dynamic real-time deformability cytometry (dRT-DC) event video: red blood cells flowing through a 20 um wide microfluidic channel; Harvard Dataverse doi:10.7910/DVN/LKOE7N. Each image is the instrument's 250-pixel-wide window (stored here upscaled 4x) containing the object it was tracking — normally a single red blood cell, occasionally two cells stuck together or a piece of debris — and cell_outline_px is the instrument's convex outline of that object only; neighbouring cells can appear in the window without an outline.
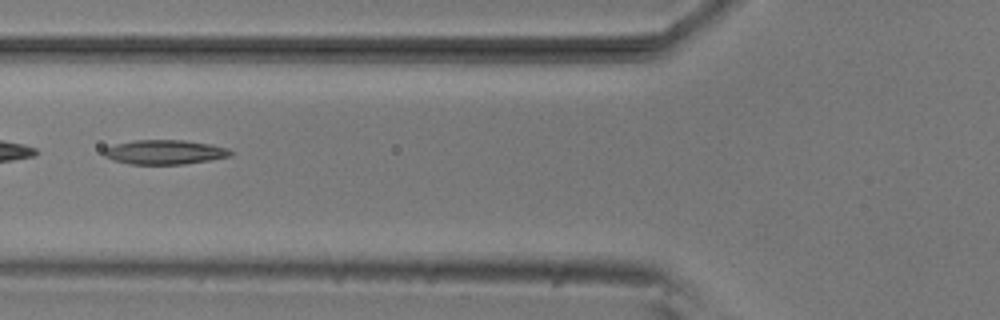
{"species": "common noctule bat (a hibernating species)", "species_latin": "Nyctalus noctula", "temperature_condition": "room temperature", "stored_images_in_passage": 47, "segment_of_instrument_passage": [2, 2], "camera_frame_rate_fps": 3000, "um_per_image_px": 0.085, "animal": {"sex": "male", "body_mass_g": 20.5, "forearm_length_mm": 52.5}, "frame": {"image": 1, "passage_image": 14, "time_ms": 4.333, "image_size_px": [1000, 320], "cell_outline_px": [[232, 152], [228, 156], [208, 160], [184, 164], [128, 164], [112, 160], [104, 156], [100, 152], [104, 148], [116, 144], [136, 140], [184, 140], [212, 144], [228, 148]], "centroid_in_image_um": [13.93, 12.93], "position_along_channel_um": 111.9, "area_um2": 18.03}}
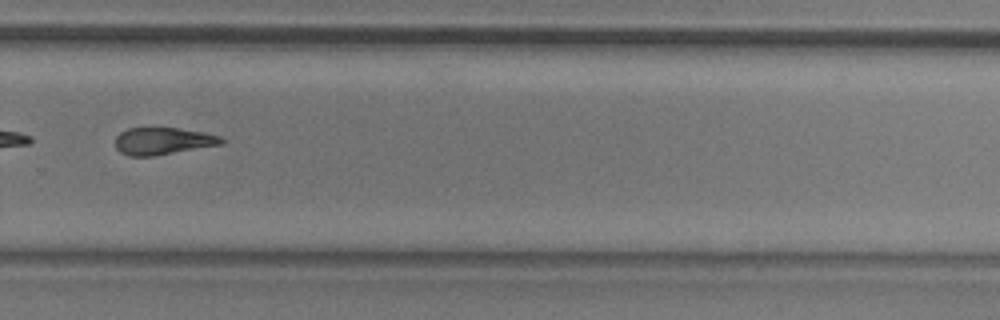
{"frame": {"image": 2, "passage_image": 30, "time_ms": 9.667, "image_size_px": [1000, 320], "cell_outline_px": [[224, 144], [156, 156], [128, 156], [120, 152], [116, 148], [116, 136], [120, 132], [128, 128], [176, 128], [200, 132], [220, 136], [224, 140]], "centroid_in_image_um": [13.84, 12.0], "position_along_channel_um": 316.0, "area_um2": 16.82}}
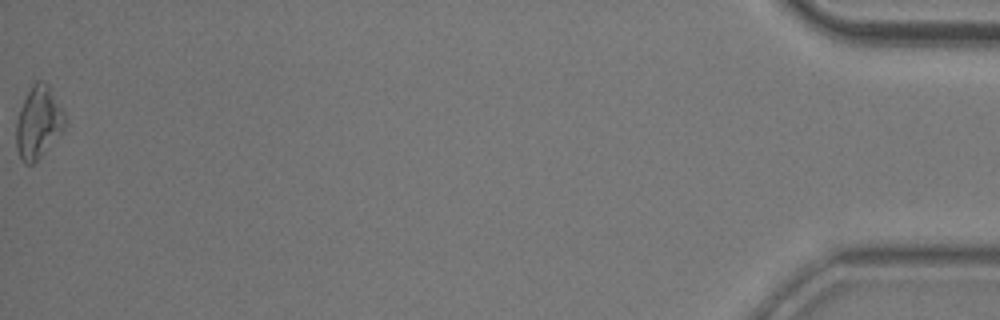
{"frame": {"image": 3, "passage_image": 47, "time_ms": 15.333, "image_size_px": [1000, 320], "cell_outline_px": [[64, 128], [44, 152], [32, 164], [24, 164], [16, 148], [16, 124], [20, 108], [32, 84], [36, 80], [44, 80], [48, 84], [64, 112]], "centroid_in_image_um": [3.24, 10.38], "position_along_channel_um": 432.0, "area_um2": 20.06}}